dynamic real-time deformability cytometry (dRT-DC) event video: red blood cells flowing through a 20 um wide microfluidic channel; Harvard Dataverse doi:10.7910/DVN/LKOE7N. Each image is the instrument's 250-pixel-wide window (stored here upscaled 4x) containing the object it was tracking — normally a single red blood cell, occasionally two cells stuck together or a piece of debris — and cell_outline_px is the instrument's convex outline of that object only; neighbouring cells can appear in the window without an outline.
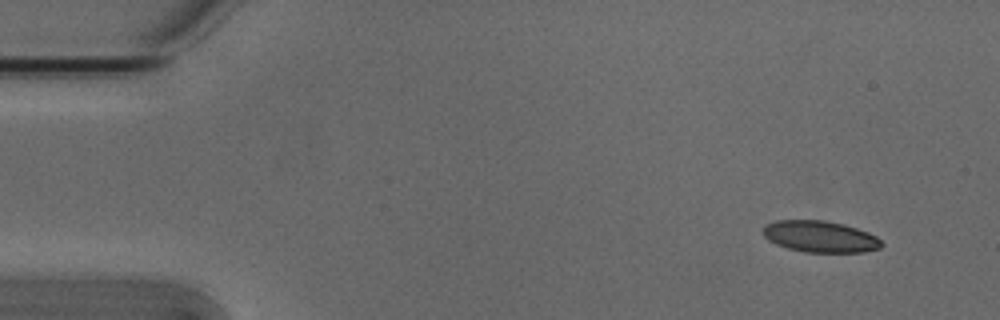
{"species": "Egyptian fruit bat (a non-hibernating species)", "species_latin": "Rousettus aegyptiacus", "temperature_condition": "cold", "stored_images_in_passage": 5, "camera_frame_rate_fps": 3000, "um_per_image_px": 0.085, "animal": {"sex": "male"}, "frame": {"image": 1, "passage_image": 1, "time_ms": 0.0, "image_size_px": [1000, 320], "cell_outline_px": [[884, 244], [880, 248], [864, 252], [804, 252], [788, 248], [776, 244], [768, 240], [764, 236], [764, 224], [776, 220], [824, 220], [844, 224], [868, 232], [876, 236]], "centroid_in_image_um": [69.71, 20.1], "position_along_channel_um": 15.3, "area_um2": 21.79}}
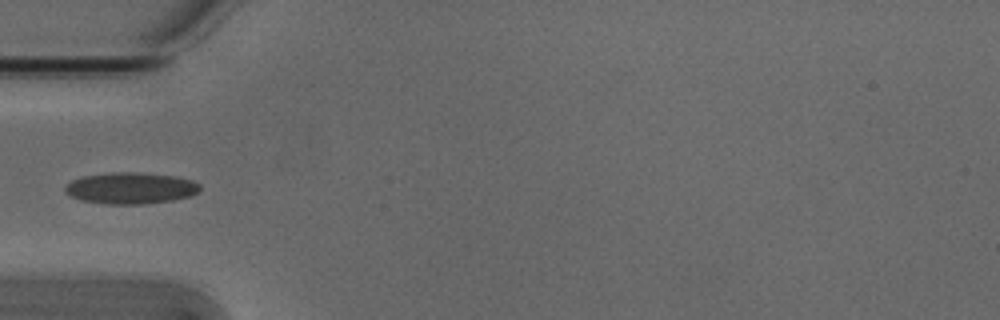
{"frame": {"image": 2, "passage_image": 4, "time_ms": 1.0, "image_size_px": [1000, 320], "cell_outline_px": [[200, 188], [192, 196], [172, 200], [144, 204], [104, 204], [80, 200], [64, 192], [64, 188], [72, 180], [80, 176], [112, 172], [136, 172], [176, 176], [192, 180], [200, 184]], "centroid_in_image_um": [11.09, 15.99], "position_along_channel_um": 73.9, "area_um2": 24.85}}
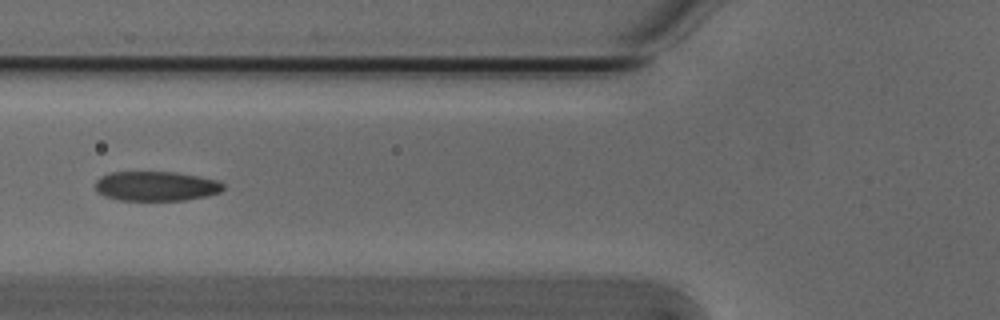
{"frame": {"image": 3, "passage_image": 5, "time_ms": 1.333, "image_size_px": [1000, 320], "cell_outline_px": [[224, 188], [220, 192], [208, 196], [184, 200], [120, 200], [104, 196], [96, 192], [96, 180], [100, 176], [112, 172], [176, 172], [200, 176], [216, 180], [224, 184]], "centroid_in_image_um": [13.27, 15.82], "position_along_channel_um": 112.5, "area_um2": 22.2}}